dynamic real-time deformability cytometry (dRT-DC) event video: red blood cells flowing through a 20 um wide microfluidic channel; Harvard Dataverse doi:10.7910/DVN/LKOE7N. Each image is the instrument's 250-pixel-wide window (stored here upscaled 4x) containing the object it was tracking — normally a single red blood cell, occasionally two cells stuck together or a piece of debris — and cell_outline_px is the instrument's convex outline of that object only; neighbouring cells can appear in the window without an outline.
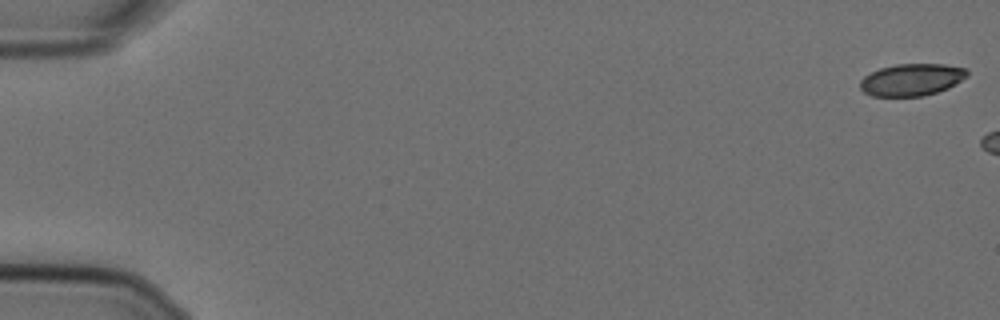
{"species": "Egyptian fruit bat (a non-hibernating species)", "species_latin": "Rousettus aegyptiacus", "temperature_condition": "cold", "stored_images_in_passage": 11, "camera_frame_rate_fps": 3000, "um_per_image_px": 0.085, "animal": {"sex": "female"}, "frame": {"image": 1, "passage_image": 1, "time_ms": 0.0, "image_size_px": [1000, 320], "cell_outline_px": [[968, 76], [956, 84], [948, 88], [924, 96], [872, 96], [864, 92], [860, 88], [860, 80], [864, 76], [880, 68], [896, 64], [944, 64], [964, 68], [968, 72]], "centroid_in_image_um": [77.49, 6.77], "position_along_channel_um": 7.5, "area_um2": 20.0}}